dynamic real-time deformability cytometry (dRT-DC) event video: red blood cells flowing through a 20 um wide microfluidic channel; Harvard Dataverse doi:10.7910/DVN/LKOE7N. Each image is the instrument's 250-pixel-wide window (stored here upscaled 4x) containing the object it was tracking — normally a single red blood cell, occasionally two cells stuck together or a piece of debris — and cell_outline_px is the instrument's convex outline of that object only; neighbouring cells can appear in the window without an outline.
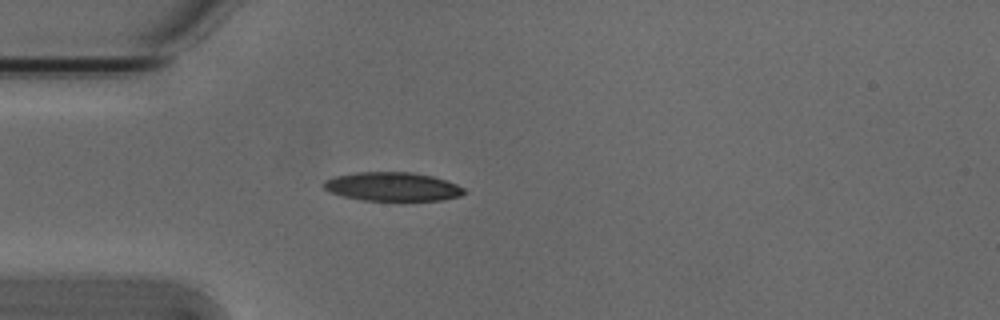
{"species": "Egyptian fruit bat (a non-hibernating species)", "species_latin": "Rousettus aegyptiacus", "temperature_condition": "cold", "stored_images_in_passage": 4, "camera_frame_rate_fps": 3000, "um_per_image_px": 0.085, "animal": {"sex": "male"}, "frame": {"image": 1, "passage_image": 4, "time_ms": 1.0, "image_size_px": [1000, 320], "cell_outline_px": [[468, 192], [460, 196], [440, 200], [400, 204], [364, 200], [344, 196], [328, 192], [324, 188], [324, 180], [336, 176], [356, 172], [412, 172], [432, 176], [456, 184], [464, 188]], "centroid_in_image_um": [33.4, 15.91], "position_along_channel_um": 51.6, "area_um2": 24.51}}